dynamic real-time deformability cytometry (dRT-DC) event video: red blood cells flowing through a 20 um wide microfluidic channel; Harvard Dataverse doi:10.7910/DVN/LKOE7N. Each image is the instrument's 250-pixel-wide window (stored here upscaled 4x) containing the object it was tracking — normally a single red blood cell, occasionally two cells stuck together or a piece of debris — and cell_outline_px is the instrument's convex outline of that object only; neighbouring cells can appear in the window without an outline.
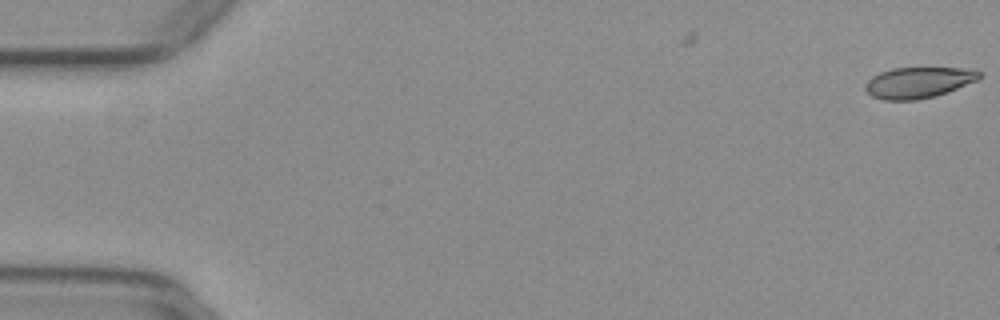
{"species": "common noctule bat (a hibernating species)", "species_latin": "Nyctalus noctula", "temperature_condition": "warm", "stored_images_in_passage": 2, "camera_frame_rate_fps": 3000, "um_per_image_px": 0.085, "animal": {"sex": "female", "body_mass_g": 29.2, "forearm_length_mm": 56.3}, "frame": {"image": 1, "passage_image": 2, "time_ms": 0.333, "image_size_px": [1000, 320], "cell_outline_px": [[984, 72], [976, 80], [936, 96], [916, 100], [884, 100], [872, 96], [864, 88], [868, 80], [872, 76], [880, 72], [892, 68], [976, 68]], "centroid_in_image_um": [78.08, 7.0], "position_along_channel_um": 6.9, "area_um2": 20.58}}